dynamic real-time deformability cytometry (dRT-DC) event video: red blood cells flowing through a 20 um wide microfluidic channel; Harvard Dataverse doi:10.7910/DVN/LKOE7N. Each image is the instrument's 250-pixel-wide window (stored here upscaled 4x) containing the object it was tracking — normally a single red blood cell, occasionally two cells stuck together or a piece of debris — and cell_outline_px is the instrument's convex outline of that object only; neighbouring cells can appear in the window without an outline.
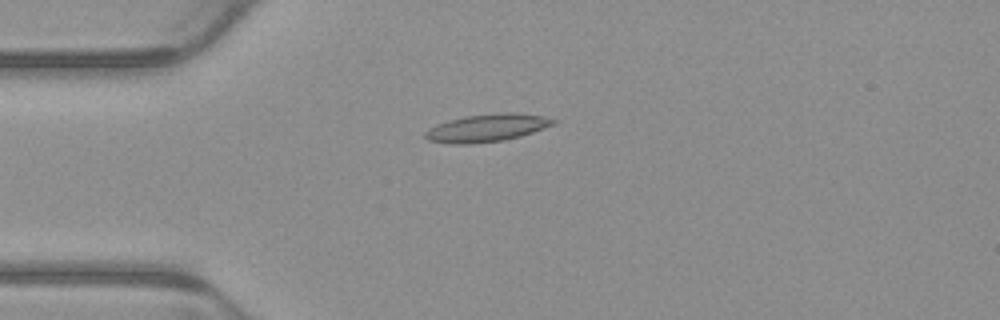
{"species": "common noctule bat (a hibernating species)", "species_latin": "Nyctalus noctula", "temperature_condition": "warm", "stored_images_in_passage": 5, "camera_frame_rate_fps": 3000, "um_per_image_px": 0.085, "animal": {"sex": "male", "body_mass_g": 23.1, "forearm_length_mm": 52.7}, "frame": {"image": 1, "passage_image": 3, "time_ms": 0.667, "image_size_px": [1000, 320], "cell_outline_px": [[556, 124], [520, 136], [504, 140], [468, 144], [448, 144], [428, 140], [424, 136], [424, 132], [428, 128], [436, 124], [448, 120], [464, 116], [504, 112], [508, 112], [540, 116], [556, 120]], "centroid_in_image_um": [41.32, 10.88], "position_along_channel_um": 43.7, "area_um2": 20.58}}
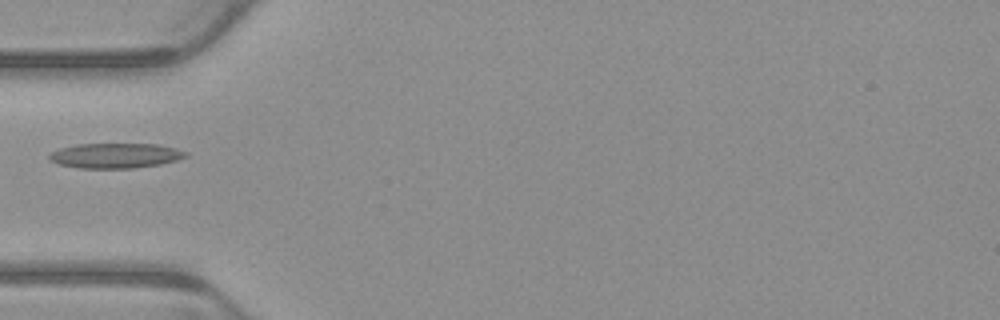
{"frame": {"image": 2, "passage_image": 4, "time_ms": 1.0, "image_size_px": [1000, 320], "cell_outline_px": [[188, 156], [176, 160], [160, 164], [136, 168], [80, 168], [60, 164], [48, 160], [48, 156], [52, 152], [60, 148], [76, 144], [156, 144], [176, 148], [188, 152]], "centroid_in_image_um": [9.82, 13.22], "position_along_channel_um": 75.2, "area_um2": 19.88}}
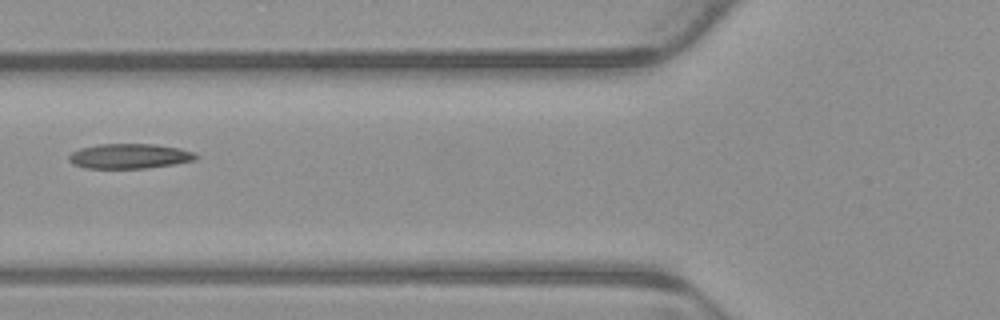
{"frame": {"image": 3, "passage_image": 5, "time_ms": 1.333, "image_size_px": [1000, 320], "cell_outline_px": [[200, 156], [196, 160], [148, 168], [84, 168], [72, 164], [68, 160], [68, 156], [72, 152], [80, 148], [100, 144], [156, 144], [180, 148], [192, 152]], "centroid_in_image_um": [11.0, 13.27], "position_along_channel_um": 114.8, "area_um2": 18.5}}